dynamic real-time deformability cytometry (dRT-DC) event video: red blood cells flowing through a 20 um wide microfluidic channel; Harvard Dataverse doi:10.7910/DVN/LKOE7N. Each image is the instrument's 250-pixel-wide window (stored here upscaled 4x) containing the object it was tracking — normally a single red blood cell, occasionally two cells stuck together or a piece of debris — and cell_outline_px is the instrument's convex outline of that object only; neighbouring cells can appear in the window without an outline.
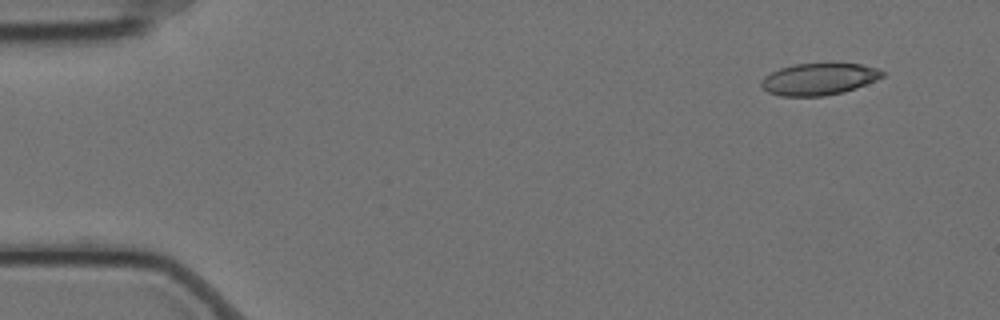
{"species": "Egyptian fruit bat (a non-hibernating species)", "species_latin": "Rousettus aegyptiacus", "temperature_condition": "cold", "stored_images_in_passage": 8, "camera_frame_rate_fps": 3000, "um_per_image_px": 0.085, "animal": {"sex": "female"}, "frame": {"image": 1, "passage_image": 1, "time_ms": 0.0, "image_size_px": [1000, 320], "cell_outline_px": [[884, 76], [876, 80], [856, 88], [844, 92], [824, 96], [780, 96], [768, 92], [760, 84], [764, 76], [780, 68], [796, 64], [832, 60], [860, 64], [876, 68], [884, 72]], "centroid_in_image_um": [69.64, 6.68], "position_along_channel_um": 15.4, "area_um2": 23.18}}